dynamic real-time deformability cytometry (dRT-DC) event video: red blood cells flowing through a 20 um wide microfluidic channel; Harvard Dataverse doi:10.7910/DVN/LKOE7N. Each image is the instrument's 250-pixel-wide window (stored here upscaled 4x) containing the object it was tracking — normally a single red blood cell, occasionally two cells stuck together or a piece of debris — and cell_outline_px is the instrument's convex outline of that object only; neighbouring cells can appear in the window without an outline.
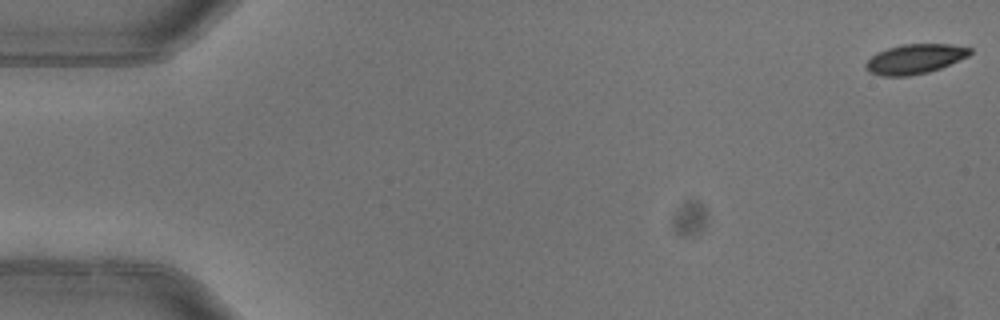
{"species": "common noctule bat (a hibernating species)", "species_latin": "Nyctalus noctula", "temperature_condition": "warm", "stored_images_in_passage": 6, "camera_frame_rate_fps": 3000, "um_per_image_px": 0.085, "animal": {"sex": "female"}, "frame": {"image": 1, "passage_image": 1, "time_ms": 0.0, "image_size_px": [1000, 320], "cell_outline_px": [[972, 52], [968, 56], [940, 68], [928, 72], [908, 76], [880, 76], [868, 72], [864, 68], [864, 64], [876, 52], [888, 48], [904, 44], [948, 44], [972, 48]], "centroid_in_image_um": [77.72, 5.02], "position_along_channel_um": 7.3, "area_um2": 18.03}}
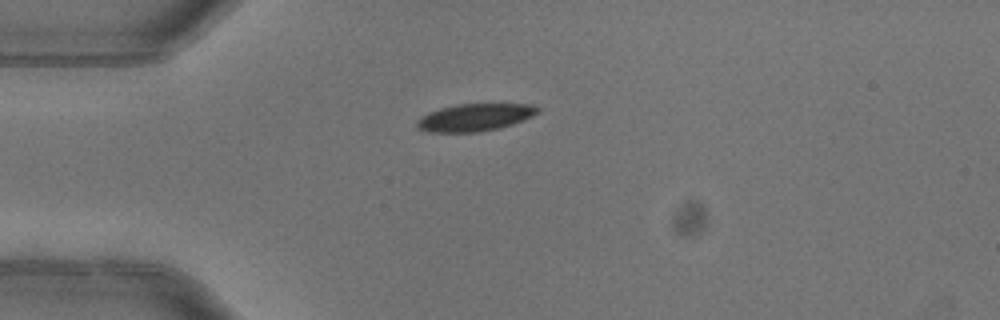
{"frame": {"image": 2, "passage_image": 4, "time_ms": 1.0, "image_size_px": [1000, 320], "cell_outline_px": [[540, 112], [524, 120], [500, 128], [480, 132], [428, 132], [416, 128], [416, 120], [428, 112], [440, 108], [456, 104], [532, 104], [540, 108]], "centroid_in_image_um": [40.36, 9.98], "position_along_channel_um": 44.6, "area_um2": 19.48}}
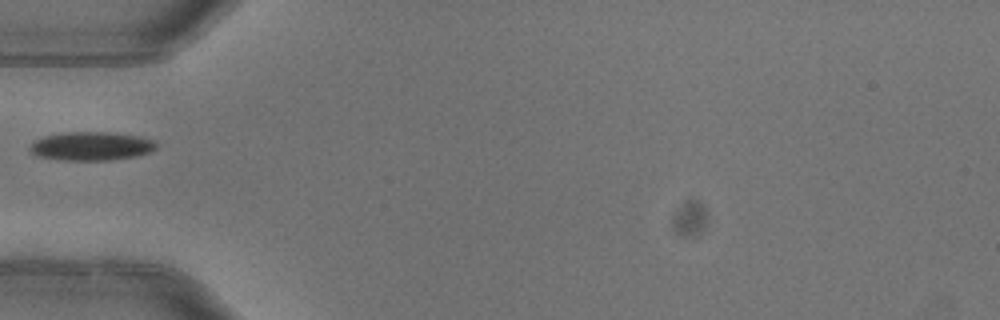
{"frame": {"image": 3, "passage_image": 5, "time_ms": 1.333, "image_size_px": [1000, 320], "cell_outline_px": [[156, 148], [148, 152], [136, 156], [108, 160], [64, 160], [36, 156], [28, 152], [28, 148], [32, 140], [44, 136], [64, 132], [112, 132], [140, 136], [156, 140]], "centroid_in_image_um": [7.71, 12.41], "position_along_channel_um": 77.3, "area_um2": 21.39}}